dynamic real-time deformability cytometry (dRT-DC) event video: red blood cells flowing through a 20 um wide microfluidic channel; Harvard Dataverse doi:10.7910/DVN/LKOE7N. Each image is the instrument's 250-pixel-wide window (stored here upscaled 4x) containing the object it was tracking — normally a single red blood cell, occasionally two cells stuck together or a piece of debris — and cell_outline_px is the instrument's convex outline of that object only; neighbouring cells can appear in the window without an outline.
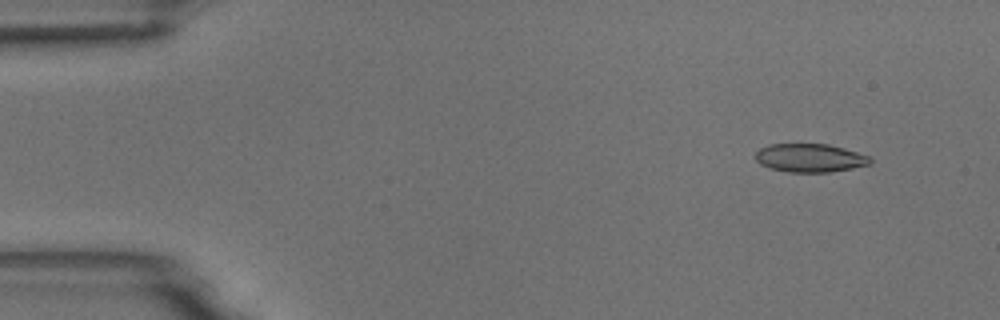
{"species": "common noctule bat (a hibernating species)", "species_latin": "Nyctalus noctula", "temperature_condition": "room temperature", "stored_images_in_passage": 5, "camera_frame_rate_fps": 3000, "um_per_image_px": 0.085, "animal": {"sex": "male", "body_mass_g": 18.8}, "frame": {"image": 1, "passage_image": 2, "time_ms": 0.333, "image_size_px": [1000, 320], "cell_outline_px": [[872, 164], [852, 168], [828, 172], [788, 172], [768, 168], [760, 164], [756, 160], [756, 152], [760, 148], [768, 144], [828, 144], [844, 148], [868, 156], [872, 160]], "centroid_in_image_um": [68.83, 13.42], "position_along_channel_um": 16.2, "area_um2": 19.02}}
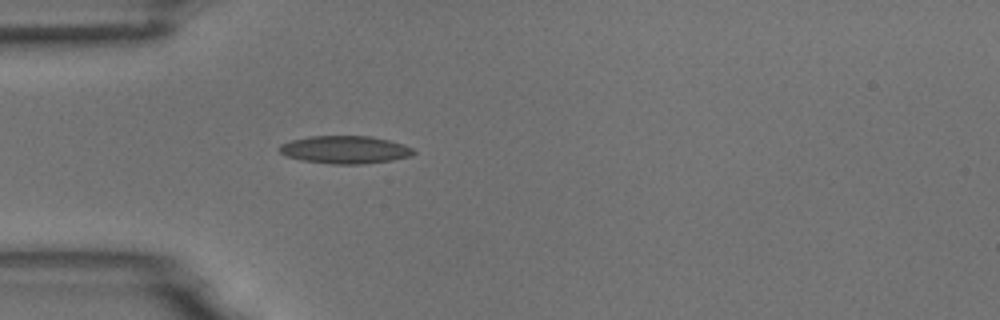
{"frame": {"image": 2, "passage_image": 5, "time_ms": 1.333, "image_size_px": [1000, 320], "cell_outline_px": [[416, 152], [412, 156], [392, 160], [360, 164], [332, 164], [300, 160], [288, 156], [280, 152], [276, 148], [280, 144], [292, 140], [308, 136], [372, 136], [404, 144], [412, 148]], "centroid_in_image_um": [29.32, 12.72], "position_along_channel_um": 55.7, "area_um2": 21.79}}